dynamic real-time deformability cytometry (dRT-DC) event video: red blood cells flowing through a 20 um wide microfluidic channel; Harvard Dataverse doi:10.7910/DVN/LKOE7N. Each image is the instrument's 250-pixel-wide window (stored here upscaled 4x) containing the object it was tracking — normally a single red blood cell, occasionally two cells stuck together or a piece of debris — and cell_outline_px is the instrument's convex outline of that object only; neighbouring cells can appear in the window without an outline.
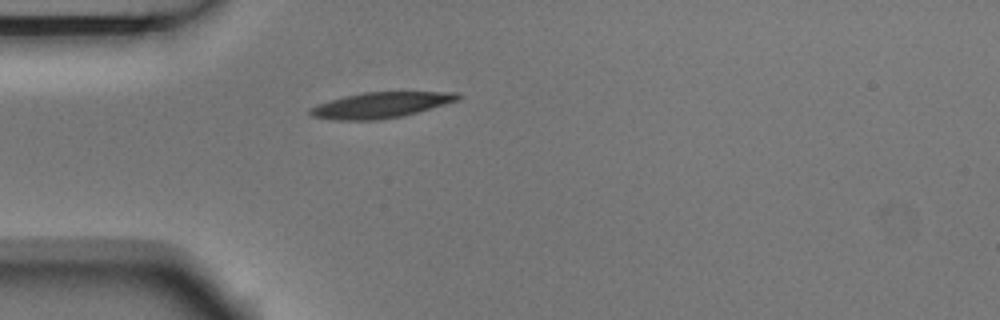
{"species": "Egyptian fruit bat (a non-hibernating species)", "species_latin": "Rousettus aegyptiacus", "temperature_condition": "room temperature", "stored_images_in_passage": 5, "camera_frame_rate_fps": 3000, "um_per_image_px": 0.085, "animal": {"sex": "male"}, "frame": {"image": 1, "passage_image": 5, "time_ms": 1.333, "image_size_px": [1000, 320], "cell_outline_px": [[464, 96], [456, 100], [444, 104], [404, 116], [380, 120], [336, 120], [312, 116], [308, 112], [308, 108], [344, 96], [364, 92], [460, 92]], "centroid_in_image_um": [32.38, 8.93], "position_along_channel_um": 52.6, "area_um2": 22.02}}